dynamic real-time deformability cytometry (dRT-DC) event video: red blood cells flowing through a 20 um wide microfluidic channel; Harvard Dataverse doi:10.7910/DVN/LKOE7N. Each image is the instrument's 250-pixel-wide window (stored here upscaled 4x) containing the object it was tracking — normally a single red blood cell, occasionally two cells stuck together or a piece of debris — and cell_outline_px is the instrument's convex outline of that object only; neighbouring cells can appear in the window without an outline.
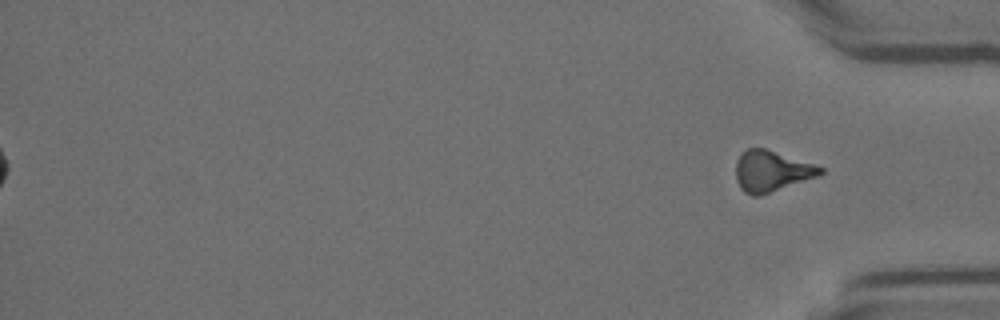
{"species": "Egyptian fruit bat (a non-hibernating species)", "species_latin": "Rousettus aegyptiacus", "temperature_condition": "room temperature", "stored_images_in_passage": 46, "segment_of_instrument_passage": [2, 2], "camera_frame_rate_fps": 3000, "um_per_image_px": 0.085, "animal": {"sex": "female"}, "frame": {"image": 1, "passage_image": 46, "time_ms": 15.0, "image_size_px": [1000, 320], "cell_outline_px": [[824, 172], [820, 176], [756, 196], [752, 196], [744, 192], [740, 188], [736, 180], [736, 160], [748, 148], [764, 148], [816, 164], [824, 168]], "centroid_in_image_um": [65.6, 14.54], "position_along_channel_um": 369.6, "area_um2": 20.06}}